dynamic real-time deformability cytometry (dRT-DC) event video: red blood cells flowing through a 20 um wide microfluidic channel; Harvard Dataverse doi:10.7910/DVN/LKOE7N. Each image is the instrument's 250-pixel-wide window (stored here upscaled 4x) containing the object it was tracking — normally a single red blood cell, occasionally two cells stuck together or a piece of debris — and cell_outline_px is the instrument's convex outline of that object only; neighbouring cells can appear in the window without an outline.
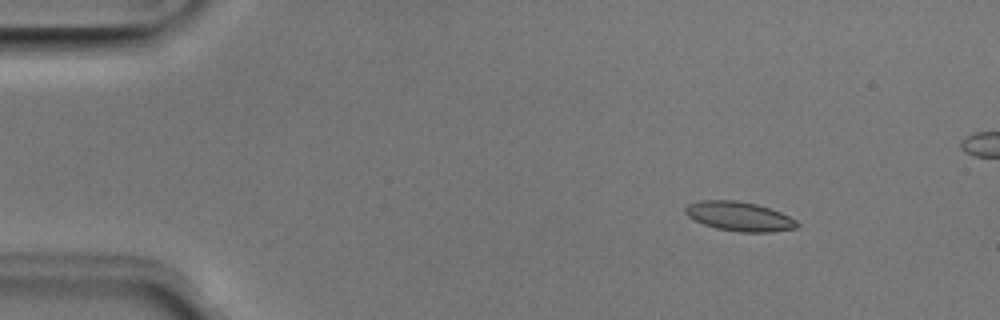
{"species": "Egyptian fruit bat (a non-hibernating species)", "species_latin": "Rousettus aegyptiacus", "temperature_condition": "room temperature", "stored_images_in_passage": 45, "camera_frame_rate_fps": 3000, "um_per_image_px": 0.085, "animal": {"sex": "male"}, "frame": {"image": 1, "passage_image": 4, "time_ms": 1.0, "image_size_px": [1000, 320], "cell_outline_px": [[800, 224], [796, 228], [768, 232], [740, 232], [716, 228], [704, 224], [688, 216], [684, 212], [684, 208], [688, 204], [700, 200], [736, 200], [756, 204], [780, 212], [796, 220]], "centroid_in_image_um": [62.82, 18.39], "position_along_channel_um": 22.2, "area_um2": 18.96}}
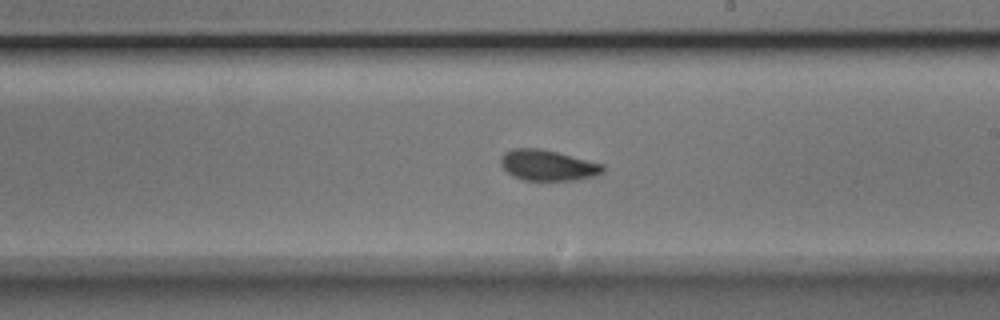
{"frame": {"image": 2, "passage_image": 27, "time_ms": 8.667, "image_size_px": [1000, 320], "cell_outline_px": [[604, 172], [596, 176], [572, 180], [524, 180], [512, 176], [500, 164], [500, 156], [504, 152], [512, 148], [540, 148], [604, 164]], "centroid_in_image_um": [46.54, 14.04], "position_along_channel_um": 242.5, "area_um2": 18.32}}
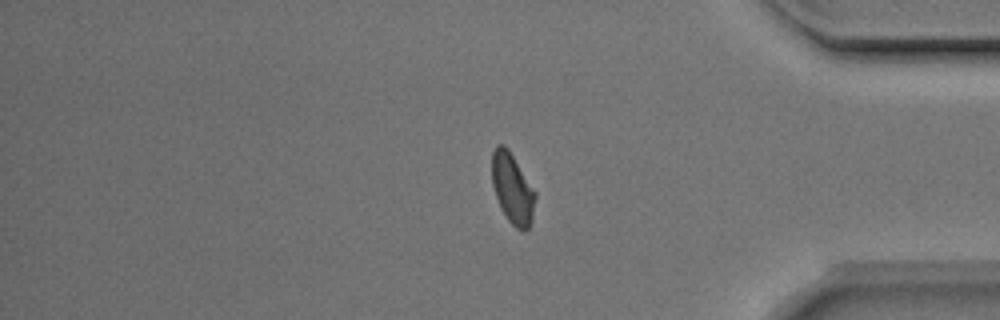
{"frame": {"image": 3, "passage_image": 40, "time_ms": 13.0, "image_size_px": [1000, 320], "cell_outline_px": [[536, 196], [532, 220], [528, 228], [524, 232], [516, 228], [508, 220], [500, 208], [492, 184], [492, 152], [496, 144], [504, 144], [508, 148], [536, 192]], "centroid_in_image_um": [43.55, 16.02], "position_along_channel_um": 391.6, "area_um2": 17.86}}